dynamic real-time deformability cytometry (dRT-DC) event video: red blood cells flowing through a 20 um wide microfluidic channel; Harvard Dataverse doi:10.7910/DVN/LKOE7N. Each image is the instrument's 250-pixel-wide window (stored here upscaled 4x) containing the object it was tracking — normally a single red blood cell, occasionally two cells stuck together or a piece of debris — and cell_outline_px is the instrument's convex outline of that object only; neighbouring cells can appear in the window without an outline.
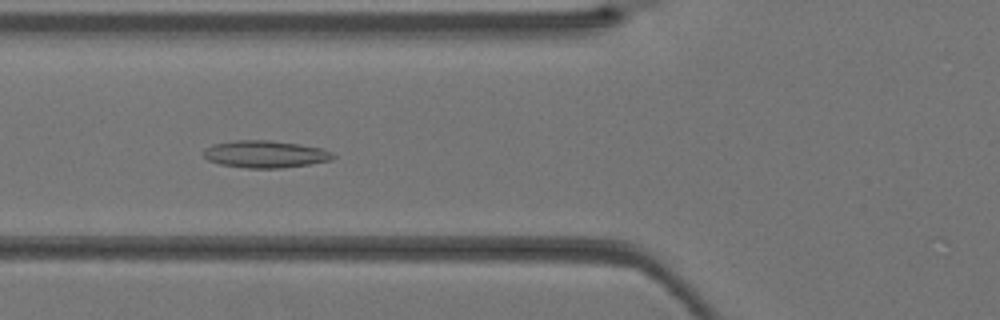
{"species": "Egyptian fruit bat (a non-hibernating species)", "species_latin": "Rousettus aegyptiacus", "temperature_condition": "warm", "stored_images_in_passage": 42, "camera_frame_rate_fps": 3000, "um_per_image_px": 0.085, "animal": {"sex": "female"}, "frame": {"image": 1, "passage_image": 16, "time_ms": 5.0, "image_size_px": [1000, 320], "cell_outline_px": [[336, 156], [332, 160], [308, 164], [280, 168], [248, 168], [220, 164], [208, 160], [204, 156], [204, 152], [212, 144], [236, 140], [272, 140], [300, 144], [324, 148], [332, 152]], "centroid_in_image_um": [22.59, 13.09], "position_along_channel_um": 103.2, "area_um2": 20.52}}
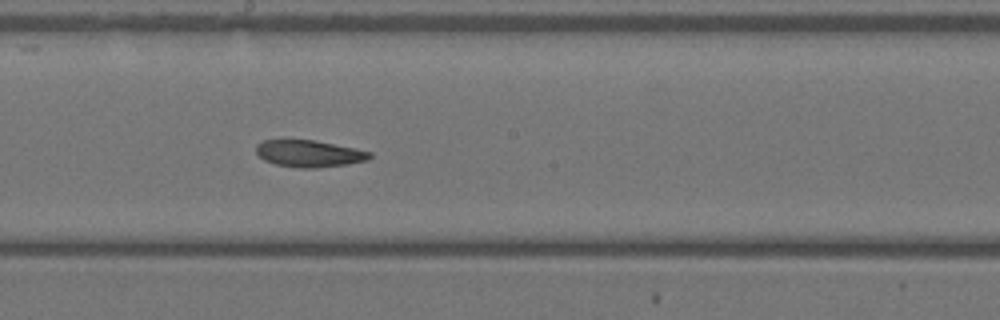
{"frame": {"image": 2, "passage_image": 23, "time_ms": 7.333, "image_size_px": [1000, 320], "cell_outline_px": [[372, 156], [368, 160], [348, 164], [316, 168], [296, 168], [276, 164], [264, 160], [256, 152], [256, 144], [264, 140], [312, 140], [372, 152]], "centroid_in_image_um": [26.26, 13.07], "position_along_channel_um": 221.9, "area_um2": 17.63}}
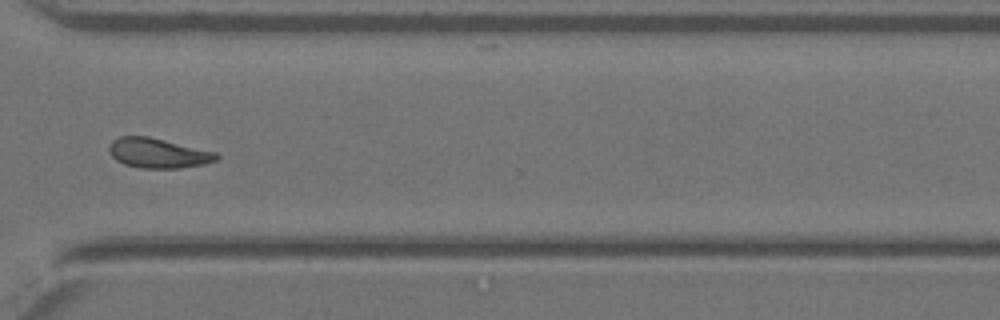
{"frame": {"image": 3, "passage_image": 31, "time_ms": 10.0, "image_size_px": [1000, 320], "cell_outline_px": [[220, 156], [216, 160], [204, 164], [180, 168], [140, 168], [124, 164], [116, 160], [112, 156], [108, 148], [108, 144], [112, 140], [120, 136], [148, 136], [216, 152]], "centroid_in_image_um": [13.41, 13.01], "position_along_channel_um": 357.2, "area_um2": 18.67}}